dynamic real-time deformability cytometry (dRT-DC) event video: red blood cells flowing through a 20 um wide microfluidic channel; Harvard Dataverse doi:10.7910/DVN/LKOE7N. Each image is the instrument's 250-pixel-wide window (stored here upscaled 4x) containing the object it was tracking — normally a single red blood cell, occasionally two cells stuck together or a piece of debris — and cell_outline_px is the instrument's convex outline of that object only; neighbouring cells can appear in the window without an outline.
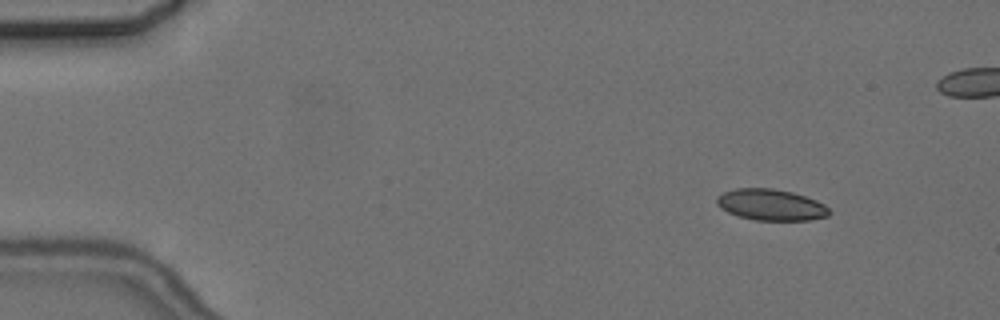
{"species": "common noctule bat (a hibernating species)", "species_latin": "Nyctalus noctula", "temperature_condition": "cold", "stored_images_in_passage": 5, "camera_frame_rate_fps": 3000, "um_per_image_px": 0.085, "animal": {"sex": "female", "body_mass_g": 24.6, "forearm_length_mm": 56.2}, "frame": {"image": 1, "passage_image": 1, "time_ms": 0.0, "image_size_px": [1000, 320], "cell_outline_px": [[832, 212], [828, 216], [808, 220], [756, 220], [740, 216], [728, 212], [720, 208], [716, 204], [716, 196], [724, 192], [736, 188], [772, 188], [792, 192], [816, 200], [824, 204]], "centroid_in_image_um": [65.52, 17.4], "position_along_channel_um": 19.5, "area_um2": 20.46}}